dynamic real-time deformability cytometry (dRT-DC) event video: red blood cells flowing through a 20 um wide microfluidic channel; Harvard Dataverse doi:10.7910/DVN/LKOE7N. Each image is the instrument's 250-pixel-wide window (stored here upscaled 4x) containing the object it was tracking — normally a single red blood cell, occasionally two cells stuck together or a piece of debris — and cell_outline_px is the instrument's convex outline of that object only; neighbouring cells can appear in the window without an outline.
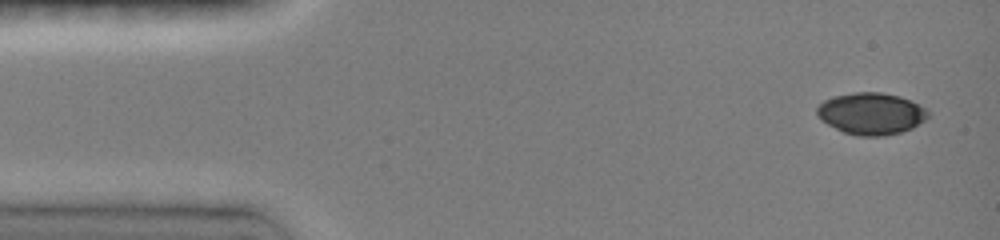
{"species": "common noctule bat (a hibernating species)", "species_latin": "Nyctalus noctula", "temperature_condition": "room temperature", "stored_images_in_passage": 7, "camera_frame_rate_fps": 3000, "um_per_image_px": 0.085, "animal": {"sex": "female", "body_mass_g": 19.0, "forearm_length_mm": 51.5}, "frame": {"image": 1, "passage_image": 1, "time_ms": 0.0, "image_size_px": [1000, 240], "cell_outline_px": [[928, 116], [924, 120], [912, 128], [900, 132], [880, 136], [860, 136], [844, 132], [828, 124], [816, 112], [816, 108], [824, 100], [832, 96], [856, 92], [880, 92], [900, 96], [912, 100], [928, 108]], "centroid_in_image_um": [74.08, 9.63], "position_along_channel_um": 10.9, "area_um2": 26.93}}
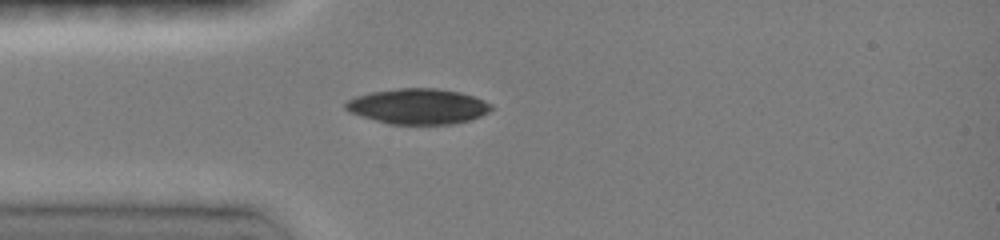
{"frame": {"image": 2, "passage_image": 5, "time_ms": 3.333, "image_size_px": [1000, 240], "cell_outline_px": [[492, 108], [488, 112], [480, 116], [468, 120], [452, 124], [388, 124], [360, 116], [348, 112], [344, 108], [344, 104], [348, 100], [356, 96], [372, 92], [400, 88], [436, 88], [460, 92], [484, 100], [492, 104]], "centroid_in_image_um": [35.51, 9.04], "position_along_channel_um": 49.5, "area_um2": 30.06}}